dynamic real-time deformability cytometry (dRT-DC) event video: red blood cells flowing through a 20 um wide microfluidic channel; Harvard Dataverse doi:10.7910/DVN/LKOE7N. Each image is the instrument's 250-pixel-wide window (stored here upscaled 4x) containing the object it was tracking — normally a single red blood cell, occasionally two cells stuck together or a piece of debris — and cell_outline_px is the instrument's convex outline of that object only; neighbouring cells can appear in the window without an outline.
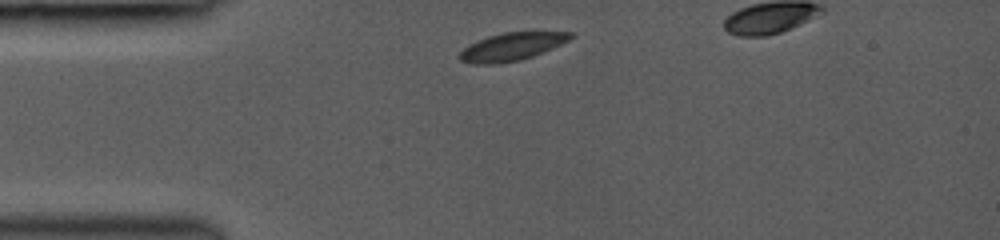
{"species": "common noctule bat (a hibernating species)", "species_latin": "Nyctalus noctula", "temperature_condition": "room temperature", "stored_images_in_passage": 25, "camera_frame_rate_fps": 3000, "um_per_image_px": 0.085, "animal": {"sex": "female", "body_mass_g": 19.0, "forearm_length_mm": 53.3}, "frame": {"image": 1, "passage_image": 1, "time_ms": 0.0, "image_size_px": [1000, 240], "cell_outline_px": [[572, 36], [568, 40], [544, 52], [520, 60], [496, 64], [472, 64], [460, 60], [456, 56], [468, 44], [476, 40], [488, 36], [504, 32], [572, 32]], "centroid_in_image_um": [43.42, 3.97], "position_along_channel_um": 41.6, "area_um2": 17.98}}
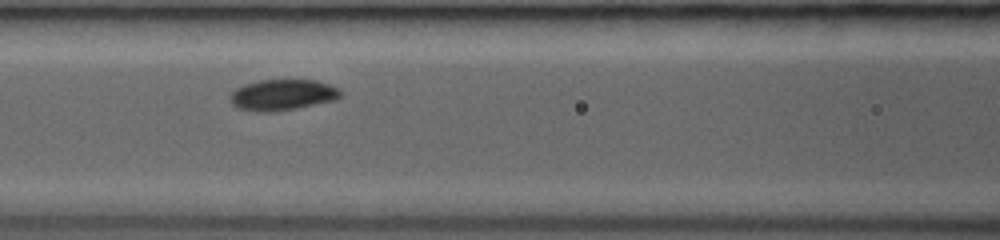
{"frame": {"image": 2, "passage_image": 9, "time_ms": 3.0, "image_size_px": [1000, 240], "cell_outline_px": [[340, 96], [336, 100], [296, 108], [272, 112], [256, 112], [236, 108], [232, 104], [232, 92], [236, 88], [244, 84], [260, 80], [316, 80], [328, 84], [336, 88], [340, 92]], "centroid_in_image_um": [23.99, 8.07], "position_along_channel_um": 142.6, "area_um2": 19.77}}
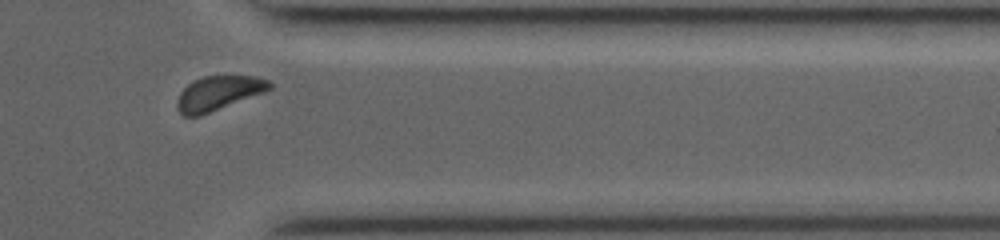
{"frame": {"image": 3, "passage_image": 22, "time_ms": 9.0, "image_size_px": [1000, 240], "cell_outline_px": [[272, 88], [264, 92], [200, 116], [184, 116], [176, 108], [176, 100], [180, 92], [192, 80], [204, 76], [256, 76], [268, 80], [272, 84]], "centroid_in_image_um": [18.54, 7.91], "position_along_channel_um": 392.9, "area_um2": 18.5}}